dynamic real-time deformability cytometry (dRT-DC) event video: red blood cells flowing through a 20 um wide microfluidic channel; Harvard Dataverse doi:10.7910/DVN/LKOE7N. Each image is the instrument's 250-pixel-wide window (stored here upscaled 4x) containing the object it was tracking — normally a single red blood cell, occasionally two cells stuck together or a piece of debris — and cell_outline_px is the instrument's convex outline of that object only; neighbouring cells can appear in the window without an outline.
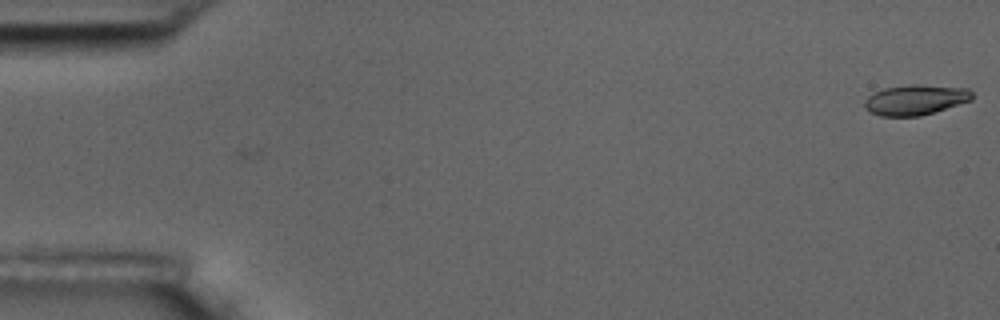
{"species": "common noctule bat (a hibernating species)", "species_latin": "Nyctalus noctula", "temperature_condition": "room temperature", "stored_images_in_passage": 15, "camera_frame_rate_fps": 3000, "um_per_image_px": 0.085, "animal": {"sex": "male", "body_mass_g": 17.5, "forearm_length_mm": 52.3}, "frame": {"image": 1, "passage_image": 1, "time_ms": 0.0, "image_size_px": [1000, 320], "cell_outline_px": [[972, 100], [920, 116], [880, 116], [868, 112], [864, 104], [864, 100], [868, 96], [884, 88], [908, 84], [916, 84], [968, 88], [972, 92]], "centroid_in_image_um": [77.79, 8.48], "position_along_channel_um": 7.2, "area_um2": 18.96}}
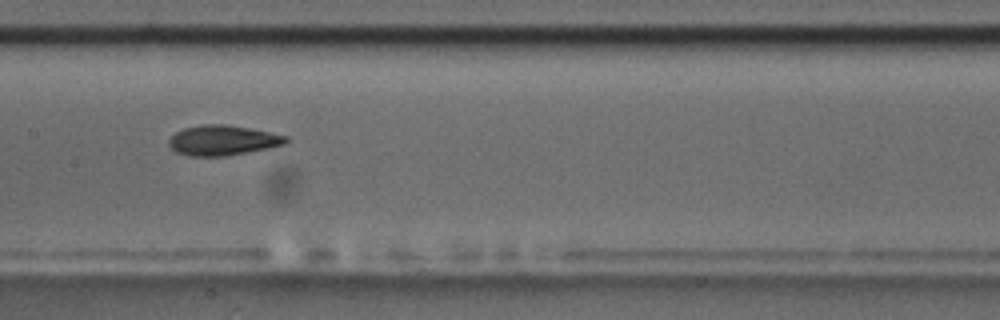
{"frame": {"image": 2, "passage_image": 8, "time_ms": 9.333, "image_size_px": [1000, 320], "cell_outline_px": [[288, 140], [284, 144], [268, 148], [224, 156], [188, 156], [176, 152], [168, 144], [168, 140], [176, 132], [184, 128], [204, 124], [224, 124], [248, 128], [288, 136]], "centroid_in_image_um": [18.9, 11.93], "position_along_channel_um": 188.5, "area_um2": 20.29}}
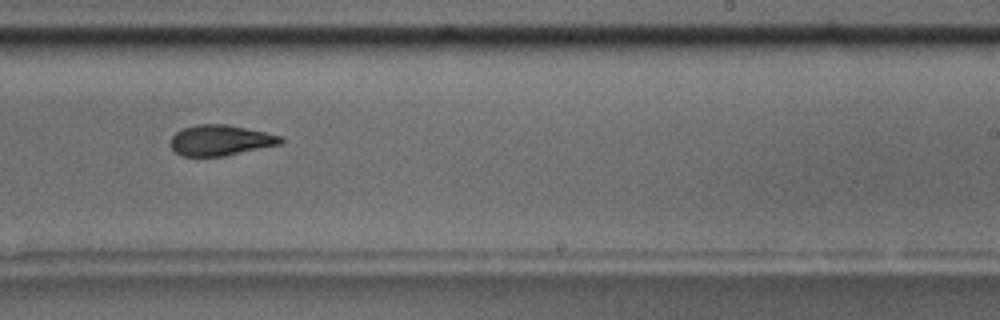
{"frame": {"image": 3, "passage_image": 10, "time_ms": 11.667, "image_size_px": [1000, 320], "cell_outline_px": [[284, 140], [280, 144], [224, 156], [184, 156], [176, 152], [168, 144], [172, 136], [180, 128], [196, 124], [228, 124], [284, 136]], "centroid_in_image_um": [18.72, 11.91], "position_along_channel_um": 270.3, "area_um2": 19.83}, "authors_computed_cell_mechanics": {"area_um2": 20.0566, "velocity_mm_per_s": 3.5195, "shape_relaxation_time_tau1_ms": 2.9145, "shape_relaxation_time_tau2_ms": 3.6143, "deformation_change_tau1": 0.0959, "deformation_change_tau2": 0.0877}}